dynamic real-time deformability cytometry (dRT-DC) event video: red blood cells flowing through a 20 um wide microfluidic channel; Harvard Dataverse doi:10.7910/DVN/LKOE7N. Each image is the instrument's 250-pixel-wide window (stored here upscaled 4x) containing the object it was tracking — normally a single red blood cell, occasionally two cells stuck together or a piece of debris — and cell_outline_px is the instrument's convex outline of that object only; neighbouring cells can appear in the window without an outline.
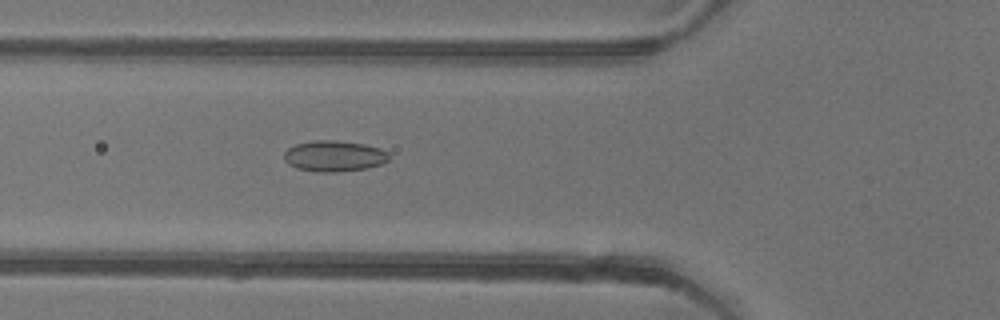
{"species": "common noctule bat (a hibernating species)", "species_latin": "Nyctalus noctula", "temperature_condition": "warm", "stored_images_in_passage": 44, "camera_frame_rate_fps": 3000, "um_per_image_px": 0.085, "animal": {"sex": "female"}, "frame": {"image": 1, "passage_image": 11, "time_ms": 3.333, "image_size_px": [1000, 320], "cell_outline_px": [[388, 160], [380, 164], [368, 168], [336, 172], [320, 172], [296, 168], [288, 164], [284, 160], [284, 152], [288, 148], [296, 144], [312, 140], [336, 140], [364, 144], [380, 148], [388, 152]], "centroid_in_image_um": [28.38, 13.26], "position_along_channel_um": 97.4, "area_um2": 18.96}}
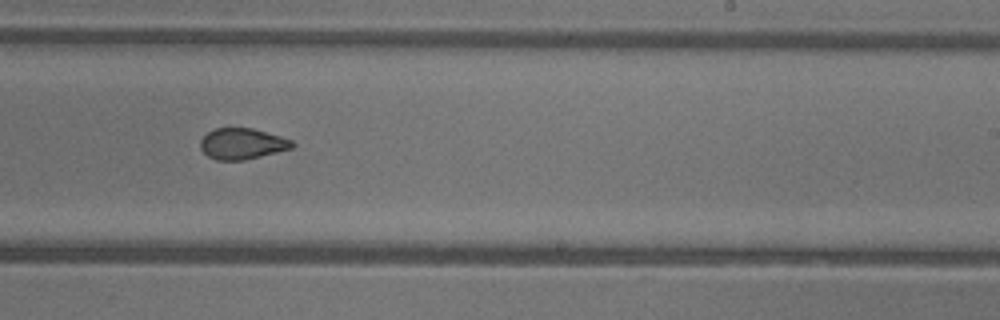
{"frame": {"image": 2, "passage_image": 24, "time_ms": 7.667, "image_size_px": [1000, 320], "cell_outline_px": [[296, 144], [292, 148], [244, 160], [216, 160], [208, 156], [200, 148], [200, 140], [208, 132], [216, 128], [252, 128], [280, 136], [292, 140]], "centroid_in_image_um": [20.58, 12.22], "position_along_channel_um": 268.4, "area_um2": 16.47}}
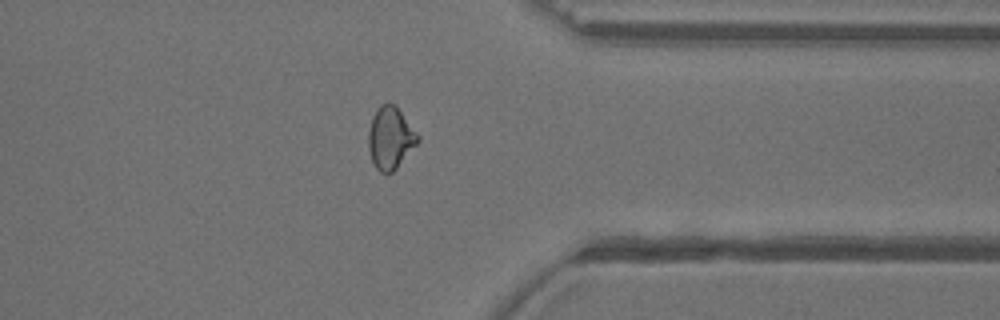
{"frame": {"image": 3, "passage_image": 33, "time_ms": 10.667, "image_size_px": [1000, 320], "cell_outline_px": [[420, 140], [396, 168], [392, 172], [380, 172], [376, 168], [372, 160], [368, 148], [368, 132], [372, 116], [380, 104], [388, 100], [396, 104], [420, 136]], "centroid_in_image_um": [33.18, 11.66], "position_along_channel_um": 378.2, "area_um2": 18.09}, "authors_computed_cell_mechanics": {"area_um2": 17.9469, "velocity_mm_per_s": 3.9406, "shape_relaxation_time_tau1_ms": null, "shape_relaxation_time_tau2_ms": 1.6675, "deformation_change_tau1": null, "deformation_change_tau2": 0.0722}}